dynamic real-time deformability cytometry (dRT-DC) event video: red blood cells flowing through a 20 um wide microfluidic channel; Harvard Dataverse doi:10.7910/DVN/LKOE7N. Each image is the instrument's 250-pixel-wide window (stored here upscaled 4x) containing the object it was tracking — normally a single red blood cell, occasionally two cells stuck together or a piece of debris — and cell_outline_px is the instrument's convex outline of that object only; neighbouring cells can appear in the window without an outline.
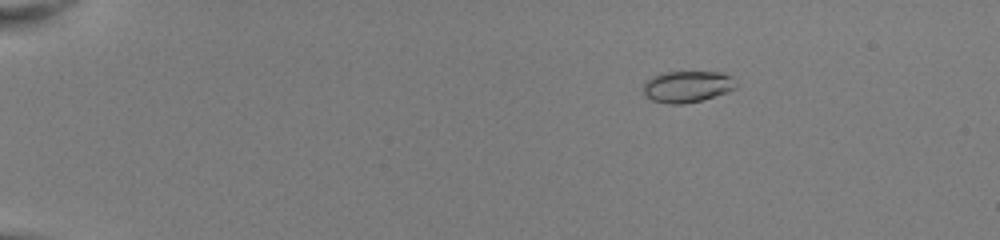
{"species": "common noctule bat (a hibernating species)", "species_latin": "Nyctalus noctula", "temperature_condition": "room temperature", "stored_images_in_passage": 46, "camera_frame_rate_fps": 3000, "um_per_image_px": 0.085, "animal": {"sex": "female", "body_mass_g": 22.0, "forearm_length_mm": 56.7}, "frame": {"image": 1, "passage_image": 3, "time_ms": 0.667, "image_size_px": [1000, 240], "cell_outline_px": [[736, 88], [728, 92], [700, 100], [684, 104], [668, 104], [652, 100], [644, 96], [644, 80], [660, 72], [720, 72], [732, 76], [736, 84]], "centroid_in_image_um": [58.38, 7.35], "position_along_channel_um": 26.6, "area_um2": 17.17}}
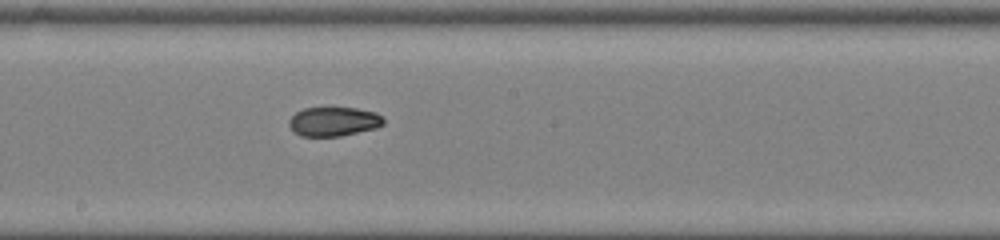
{"frame": {"image": 2, "passage_image": 25, "time_ms": 8.0, "image_size_px": [1000, 240], "cell_outline_px": [[384, 124], [376, 128], [340, 136], [300, 136], [292, 132], [288, 124], [288, 120], [296, 112], [304, 108], [356, 108], [376, 112], [384, 116]], "centroid_in_image_um": [28.35, 10.33], "position_along_channel_um": 219.8, "area_um2": 16.24}}
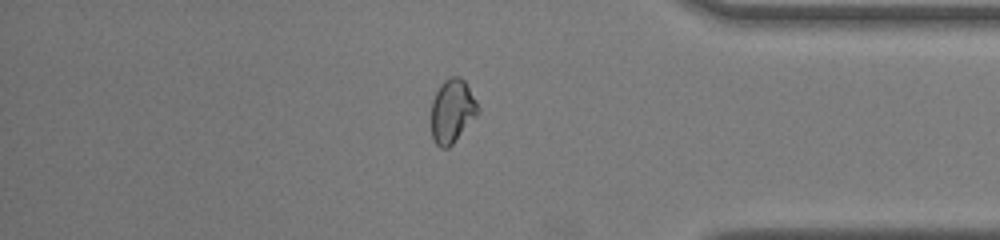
{"frame": {"image": 3, "passage_image": 39, "time_ms": 12.667, "image_size_px": [1000, 240], "cell_outline_px": [[480, 112], [452, 144], [448, 148], [440, 148], [432, 140], [432, 100], [440, 84], [444, 80], [452, 76], [460, 76], [464, 80], [476, 100], [480, 108]], "centroid_in_image_um": [38.44, 9.43], "position_along_channel_um": 396.8, "area_um2": 17.34}, "authors_computed_cell_mechanics": {"area_um2": 16.9354, "velocity_mm_per_s": 4.0807, "shape_relaxation_time_tau1_ms": null, "shape_relaxation_time_tau2_ms": 1.4756, "deformation_change_tau1": null, "deformation_change_tau2": 0.0538}}